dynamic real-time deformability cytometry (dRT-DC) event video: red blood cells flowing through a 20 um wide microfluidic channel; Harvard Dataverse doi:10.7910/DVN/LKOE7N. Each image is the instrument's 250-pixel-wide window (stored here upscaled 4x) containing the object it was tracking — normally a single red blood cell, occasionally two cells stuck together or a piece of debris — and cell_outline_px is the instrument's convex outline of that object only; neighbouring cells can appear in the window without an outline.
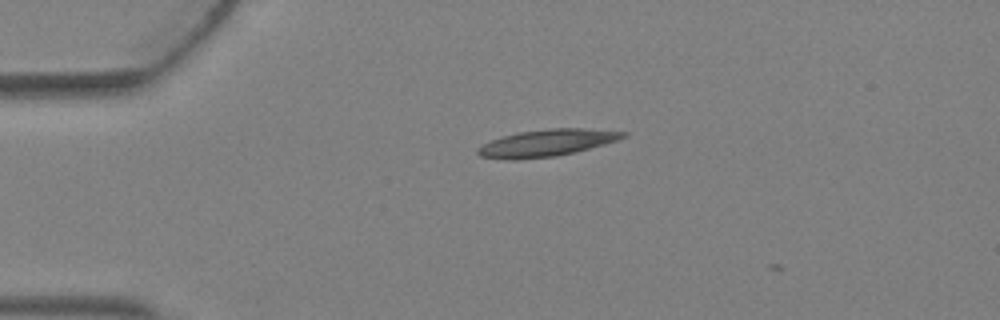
{"species": "Egyptian fruit bat (a non-hibernating species)", "species_latin": "Rousettus aegyptiacus", "temperature_condition": "warm", "stored_images_in_passage": 2, "camera_frame_rate_fps": 3000, "um_per_image_px": 0.085, "animal": {"sex": "female"}, "frame": {"image": 1, "passage_image": 1, "time_ms": 0.0, "image_size_px": [1000, 320], "cell_outline_px": [[628, 136], [604, 144], [576, 152], [556, 156], [516, 160], [504, 160], [480, 156], [476, 152], [476, 148], [492, 140], [516, 132], [548, 128], [580, 128], [628, 132]], "centroid_in_image_um": [46.45, 12.15], "position_along_channel_um": 38.6, "area_um2": 22.89}}